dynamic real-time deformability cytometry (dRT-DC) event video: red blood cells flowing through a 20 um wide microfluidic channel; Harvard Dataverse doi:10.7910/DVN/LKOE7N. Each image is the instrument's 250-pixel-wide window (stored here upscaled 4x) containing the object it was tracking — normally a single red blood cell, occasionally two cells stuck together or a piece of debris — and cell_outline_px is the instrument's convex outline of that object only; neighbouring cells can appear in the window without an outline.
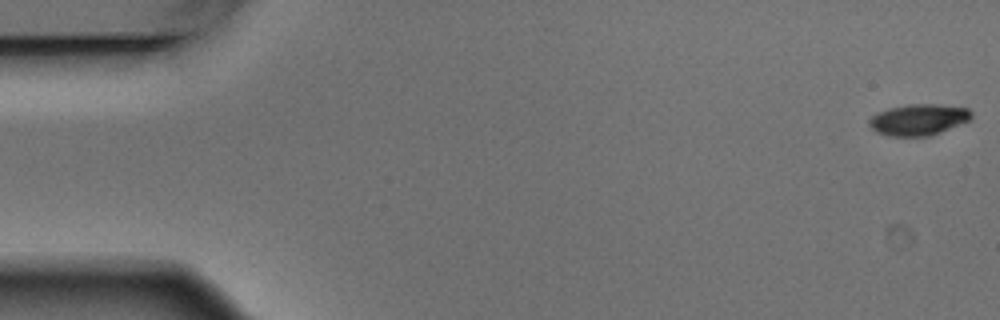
{"species": "Egyptian fruit bat (a non-hibernating species)", "species_latin": "Rousettus aegyptiacus", "temperature_condition": "warm", "stored_images_in_passage": 5, "segment_of_instrument_passage": [2, 2], "camera_frame_rate_fps": 3000, "um_per_image_px": 0.085, "animal": {"sex": "male"}, "frame": {"image": 1, "passage_image": 5, "time_ms": 1.333, "image_size_px": [1000, 320], "cell_outline_px": [[972, 116], [968, 120], [940, 132], [928, 136], [888, 136], [876, 132], [868, 124], [868, 120], [876, 112], [888, 108], [908, 104], [940, 104], [968, 108], [972, 112]], "centroid_in_image_um": [78.03, 10.16], "position_along_channel_um": 7.0, "area_um2": 18.61}}